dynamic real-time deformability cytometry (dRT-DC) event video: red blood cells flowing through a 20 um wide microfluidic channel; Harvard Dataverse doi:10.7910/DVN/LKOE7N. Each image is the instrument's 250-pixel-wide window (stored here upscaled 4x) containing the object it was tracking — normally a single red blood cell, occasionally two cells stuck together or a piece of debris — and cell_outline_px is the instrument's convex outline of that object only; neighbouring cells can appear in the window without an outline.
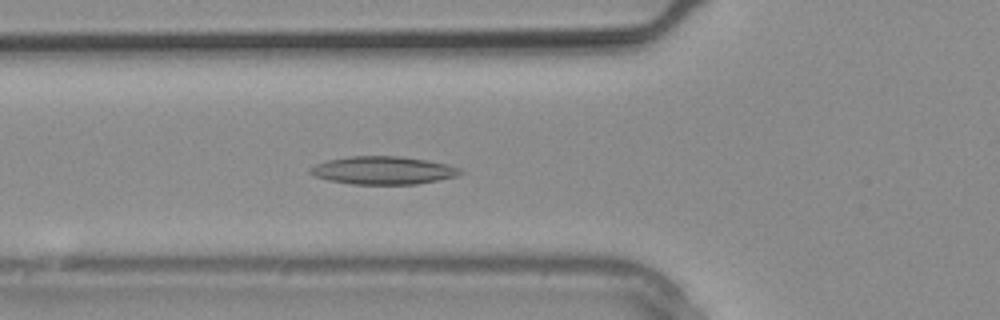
{"species": "common noctule bat (a hibernating species)", "species_latin": "Nyctalus noctula", "temperature_condition": "warm", "stored_images_in_passage": 12, "camera_frame_rate_fps": 3000, "um_per_image_px": 0.085, "animal": {"sex": "male", "body_mass_g": 20.4}, "frame": {"image": 1, "passage_image": 10, "time_ms": 3.0, "image_size_px": [1000, 320], "cell_outline_px": [[464, 172], [456, 176], [416, 184], [352, 184], [328, 180], [316, 176], [308, 172], [308, 168], [316, 164], [328, 160], [348, 156], [400, 156], [428, 160], [448, 164], [460, 168]], "centroid_in_image_um": [32.56, 14.47], "position_along_channel_um": 93.2, "area_um2": 24.45}}